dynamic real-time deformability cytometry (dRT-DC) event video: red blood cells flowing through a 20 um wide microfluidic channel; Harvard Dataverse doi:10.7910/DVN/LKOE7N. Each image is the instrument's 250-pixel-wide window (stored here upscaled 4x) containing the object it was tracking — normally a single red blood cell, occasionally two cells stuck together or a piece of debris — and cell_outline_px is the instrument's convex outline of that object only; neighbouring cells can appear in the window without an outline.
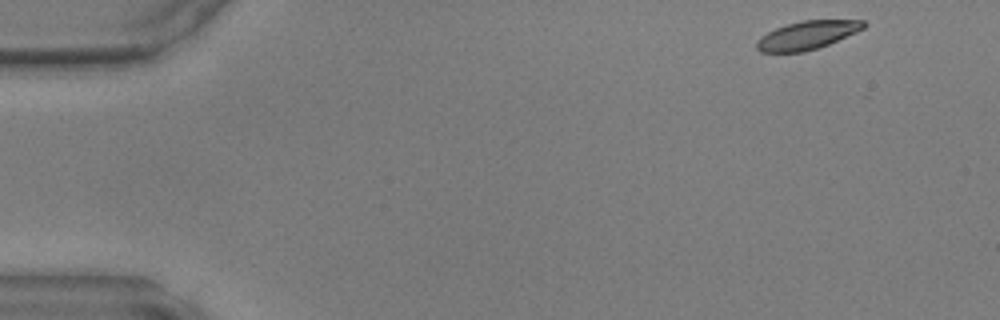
{"species": "common noctule bat (a hibernating species)", "species_latin": "Nyctalus noctula", "temperature_condition": "warm", "stored_images_in_passage": 46, "camera_frame_rate_fps": 3000, "um_per_image_px": 0.085, "animal": {"sex": "male", "body_mass_g": 17.9, "forearm_length_mm": 54.2}, "frame": {"image": 1, "passage_image": 1, "time_ms": 0.0, "image_size_px": [1000, 320], "cell_outline_px": [[868, 24], [864, 28], [856, 32], [828, 44], [816, 48], [800, 52], [760, 52], [756, 48], [756, 40], [760, 36], [776, 28], [800, 20], [864, 20]], "centroid_in_image_um": [68.6, 2.98], "position_along_channel_um": 16.4, "area_um2": 17.57}}
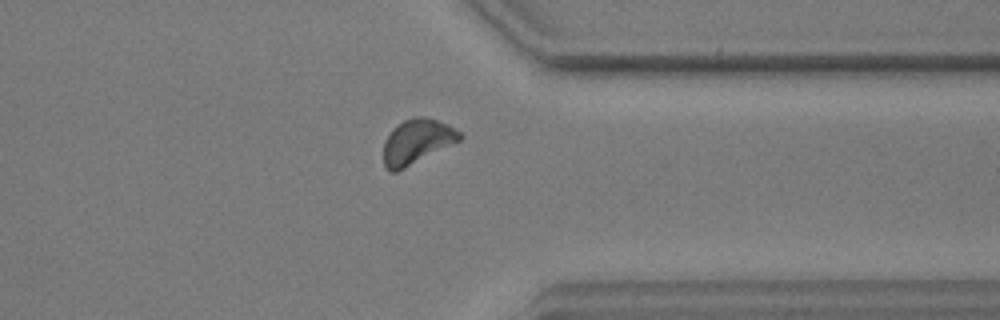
{"frame": {"image": 2, "passage_image": 35, "time_ms": 11.333, "image_size_px": [1000, 320], "cell_outline_px": [[464, 136], [460, 140], [396, 172], [388, 172], [384, 168], [384, 140], [392, 128], [404, 120], [412, 116], [424, 116], [448, 124], [460, 132]], "centroid_in_image_um": [35.41, 12.02], "position_along_channel_um": 376.0, "area_um2": 19.83}}
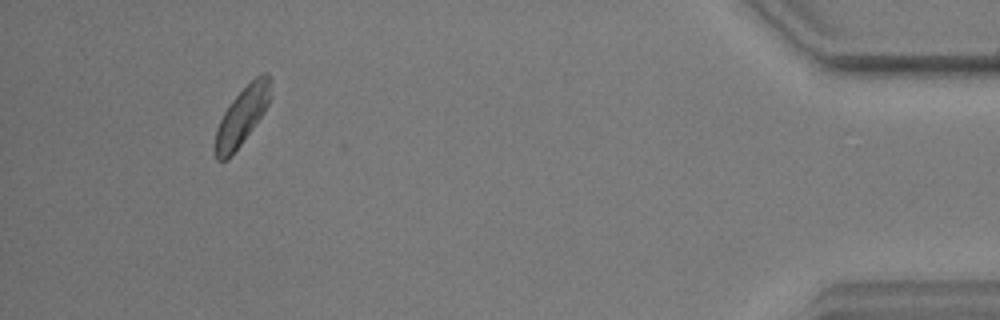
{"frame": {"image": 3, "passage_image": 42, "time_ms": 13.667, "image_size_px": [1000, 320], "cell_outline_px": [[272, 80], [268, 104], [264, 112], [228, 160], [216, 160], [212, 148], [216, 128], [224, 112], [232, 100], [256, 76], [264, 72], [268, 72]], "centroid_in_image_um": [20.53, 9.89], "position_along_channel_um": 414.7, "area_um2": 18.61}}